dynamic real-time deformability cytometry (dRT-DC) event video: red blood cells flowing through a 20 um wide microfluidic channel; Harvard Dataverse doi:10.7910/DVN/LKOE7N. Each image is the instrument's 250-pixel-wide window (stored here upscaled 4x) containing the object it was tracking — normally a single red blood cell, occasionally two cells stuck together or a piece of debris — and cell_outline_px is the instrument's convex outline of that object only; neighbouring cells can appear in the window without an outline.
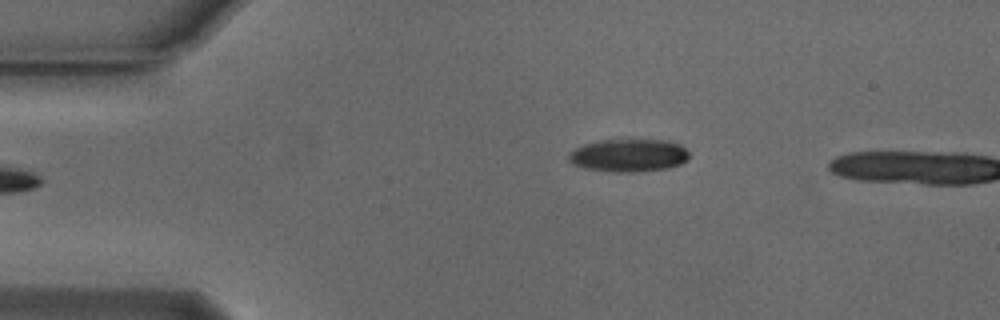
{"species": "Egyptian fruit bat (a non-hibernating species)", "species_latin": "Rousettus aegyptiacus", "temperature_condition": "cold", "stored_images_in_passage": 3, "camera_frame_rate_fps": 3000, "um_per_image_px": 0.085, "animal": {"sex": "male"}, "frame": {"image": 1, "passage_image": 1, "time_ms": 0.0, "image_size_px": [1000, 320], "cell_outline_px": [[688, 156], [680, 164], [668, 168], [636, 172], [616, 172], [584, 168], [572, 164], [568, 160], [568, 152], [584, 144], [600, 140], [620, 136], [624, 136], [668, 140], [680, 144], [688, 152]], "centroid_in_image_um": [53.41, 13.14], "position_along_channel_um": 31.6, "area_um2": 24.04}}